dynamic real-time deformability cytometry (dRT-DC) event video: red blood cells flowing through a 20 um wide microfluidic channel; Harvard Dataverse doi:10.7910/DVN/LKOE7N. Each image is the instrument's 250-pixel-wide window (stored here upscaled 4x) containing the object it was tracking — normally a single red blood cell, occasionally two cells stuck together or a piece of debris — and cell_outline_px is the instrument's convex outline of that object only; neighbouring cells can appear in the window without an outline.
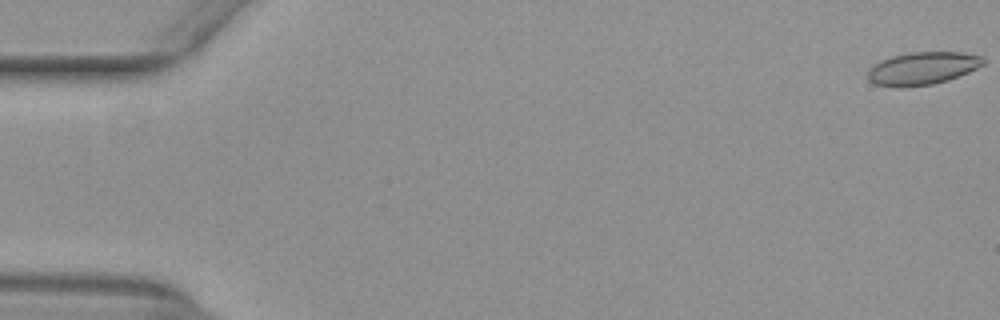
{"species": "common noctule bat (a hibernating species)", "species_latin": "Nyctalus noctula", "temperature_condition": "warm", "stored_images_in_passage": 16, "camera_frame_rate_fps": 3000, "um_per_image_px": 0.085, "animal": {"sex": "female", "body_mass_g": 29.2, "forearm_length_mm": 56.3}, "frame": {"image": 1, "passage_image": 1, "time_ms": 0.0, "image_size_px": [1000, 320], "cell_outline_px": [[984, 64], [968, 72], [948, 80], [932, 84], [900, 88], [896, 88], [876, 84], [868, 80], [868, 68], [872, 64], [880, 60], [892, 56], [908, 52], [960, 52], [984, 56]], "centroid_in_image_um": [78.37, 5.81], "position_along_channel_um": 6.6, "area_um2": 22.25}}
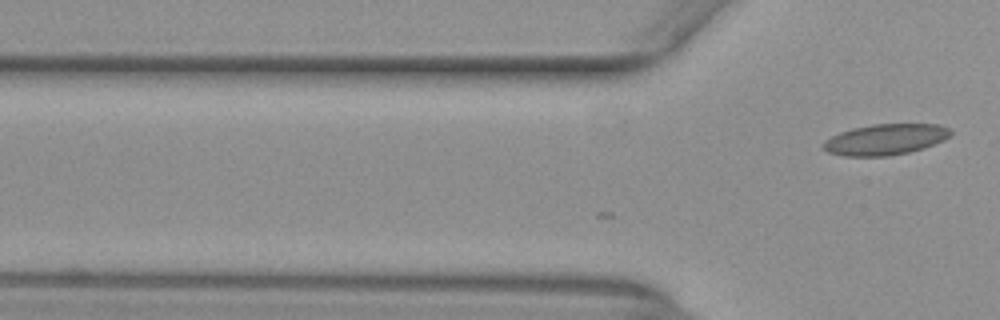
{"frame": {"image": 2, "passage_image": 16, "time_ms": 5.0, "image_size_px": [1000, 320], "cell_outline_px": [[952, 136], [944, 140], [924, 148], [908, 152], [888, 156], [844, 156], [828, 152], [824, 148], [824, 140], [840, 132], [852, 128], [872, 124], [940, 124], [952, 128]], "centroid_in_image_um": [75.31, 11.84], "position_along_channel_um": 50.5, "area_um2": 23.06}}